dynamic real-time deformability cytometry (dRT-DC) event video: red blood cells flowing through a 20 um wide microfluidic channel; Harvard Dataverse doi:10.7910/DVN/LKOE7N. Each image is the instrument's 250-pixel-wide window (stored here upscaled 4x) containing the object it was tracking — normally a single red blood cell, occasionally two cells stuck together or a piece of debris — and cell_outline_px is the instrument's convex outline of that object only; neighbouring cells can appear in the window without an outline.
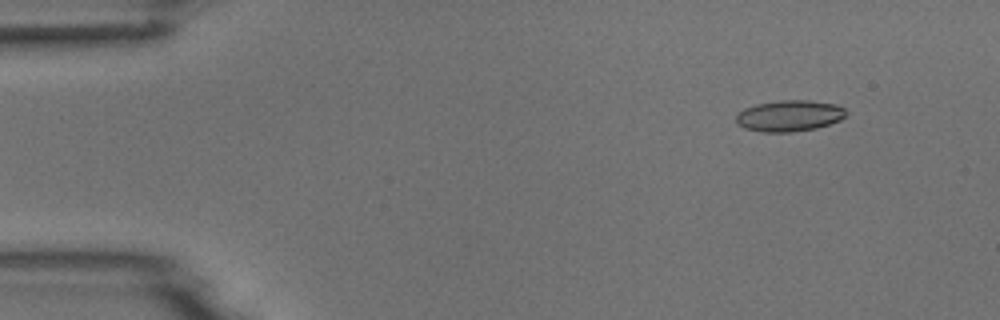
{"species": "common noctule bat (a hibernating species)", "species_latin": "Nyctalus noctula", "temperature_condition": "room temperature", "stored_images_in_passage": 8, "camera_frame_rate_fps": 3000, "um_per_image_px": 0.085, "animal": {"sex": "male", "body_mass_g": 18.8}, "frame": {"image": 1, "passage_image": 2, "time_ms": 1.0, "image_size_px": [1000, 320], "cell_outline_px": [[848, 112], [840, 120], [816, 128], [792, 132], [760, 132], [744, 128], [736, 124], [736, 116], [744, 108], [756, 104], [780, 100], [808, 100], [836, 104], [844, 108]], "centroid_in_image_um": [67.08, 9.84], "position_along_channel_um": 17.9, "area_um2": 20.06}}
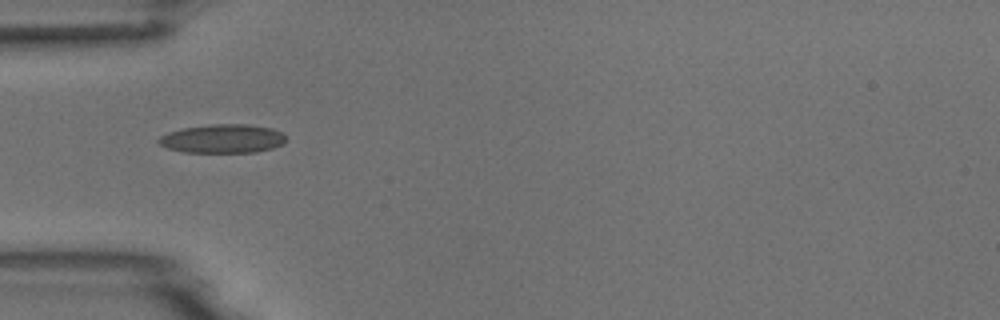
{"frame": {"image": 2, "passage_image": 5, "time_ms": 4.667, "image_size_px": [1000, 320], "cell_outline_px": [[288, 140], [272, 148], [256, 152], [184, 152], [168, 148], [160, 144], [156, 140], [160, 136], [168, 132], [184, 128], [212, 124], [248, 124], [272, 128], [280, 132]], "centroid_in_image_um": [18.92, 11.78], "position_along_channel_um": 66.1, "area_um2": 21.21}}